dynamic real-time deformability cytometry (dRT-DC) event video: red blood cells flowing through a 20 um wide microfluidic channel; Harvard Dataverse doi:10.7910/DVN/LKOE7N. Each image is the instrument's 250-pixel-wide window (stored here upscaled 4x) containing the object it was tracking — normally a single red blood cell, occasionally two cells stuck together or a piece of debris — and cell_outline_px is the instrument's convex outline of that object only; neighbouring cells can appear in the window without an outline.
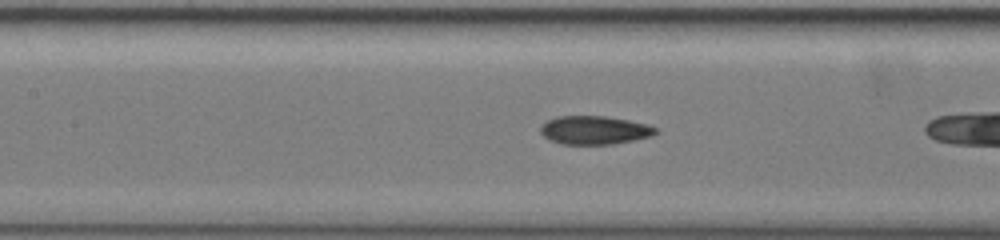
{"species": "common noctule bat (a hibernating species)", "species_latin": "Nyctalus noctula", "temperature_condition": "warm", "stored_images_in_passage": 29, "camera_frame_rate_fps": 3000, "um_per_image_px": 0.085, "animal": {"sex": "female", "body_mass_g": 19.5, "forearm_length_mm": 54.1}, "frame": {"image": 1, "passage_image": 7, "time_ms": 2.0, "image_size_px": [1000, 240], "cell_outline_px": [[660, 132], [652, 136], [612, 144], [560, 144], [544, 136], [540, 132], [540, 128], [548, 120], [556, 116], [604, 116], [628, 120], [648, 124], [656, 128]], "centroid_in_image_um": [50.55, 11.06], "position_along_channel_um": 156.8, "area_um2": 19.02}}
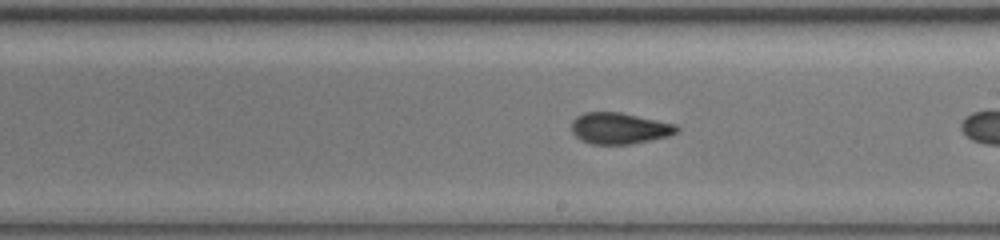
{"frame": {"image": 2, "passage_image": 14, "time_ms": 4.333, "image_size_px": [1000, 240], "cell_outline_px": [[680, 132], [668, 136], [632, 144], [592, 144], [580, 140], [572, 132], [572, 120], [576, 116], [584, 112], [620, 112], [676, 124], [680, 128]], "centroid_in_image_um": [52.66, 10.9], "position_along_channel_um": 236.3, "area_um2": 19.31}}
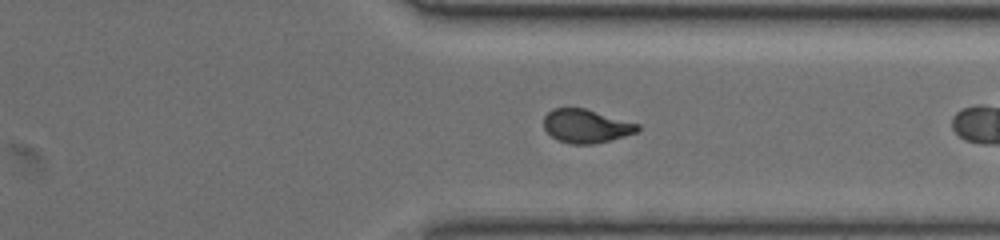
{"frame": {"image": 3, "passage_image": 25, "time_ms": 8.0, "image_size_px": [1000, 240], "cell_outline_px": [[640, 128], [636, 132], [624, 136], [592, 144], [572, 144], [556, 140], [544, 128], [544, 116], [552, 108], [584, 108], [640, 124]], "centroid_in_image_um": [49.8, 10.71], "position_along_channel_um": 361.6, "area_um2": 18.21}}